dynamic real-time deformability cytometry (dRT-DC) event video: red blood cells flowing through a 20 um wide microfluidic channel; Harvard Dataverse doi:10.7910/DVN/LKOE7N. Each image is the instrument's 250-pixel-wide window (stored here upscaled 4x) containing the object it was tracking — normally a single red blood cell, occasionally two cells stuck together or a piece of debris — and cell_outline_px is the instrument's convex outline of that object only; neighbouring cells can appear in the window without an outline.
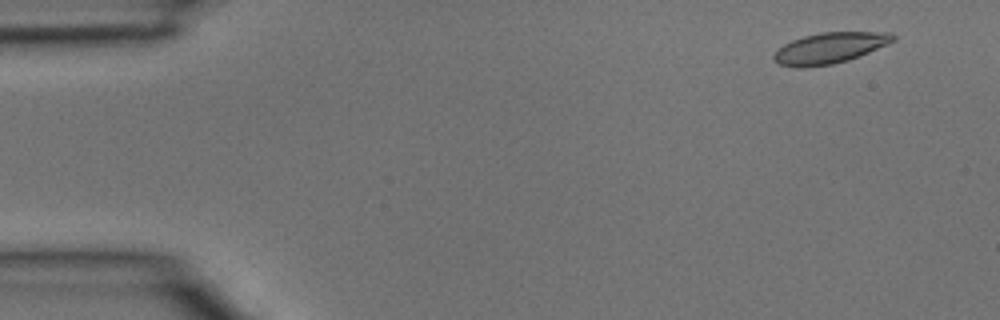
{"species": "common noctule bat (a hibernating species)", "species_latin": "Nyctalus noctula", "temperature_condition": "room temperature", "stored_images_in_passage": 3, "camera_frame_rate_fps": 3000, "um_per_image_px": 0.085, "animal": {"sex": "male", "body_mass_g": 15.6}, "frame": {"image": 1, "passage_image": 1, "time_ms": 0.0, "image_size_px": [1000, 320], "cell_outline_px": [[896, 40], [888, 44], [848, 60], [832, 64], [804, 68], [800, 68], [780, 64], [772, 60], [772, 56], [776, 48], [792, 40], [804, 36], [820, 32], [892, 32], [896, 36]], "centroid_in_image_um": [70.5, 4.08], "position_along_channel_um": 14.5, "area_um2": 21.62}}
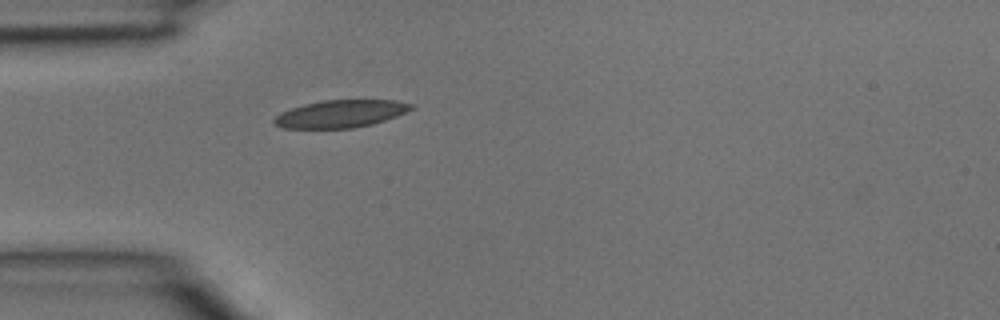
{"frame": {"image": 2, "passage_image": 3, "time_ms": 0.667, "image_size_px": [1000, 320], "cell_outline_px": [[416, 108], [396, 116], [372, 124], [352, 128], [284, 128], [276, 124], [272, 120], [280, 112], [304, 104], [324, 100], [396, 100], [412, 104]], "centroid_in_image_um": [28.97, 9.66], "position_along_channel_um": 56.0, "area_um2": 21.85}}